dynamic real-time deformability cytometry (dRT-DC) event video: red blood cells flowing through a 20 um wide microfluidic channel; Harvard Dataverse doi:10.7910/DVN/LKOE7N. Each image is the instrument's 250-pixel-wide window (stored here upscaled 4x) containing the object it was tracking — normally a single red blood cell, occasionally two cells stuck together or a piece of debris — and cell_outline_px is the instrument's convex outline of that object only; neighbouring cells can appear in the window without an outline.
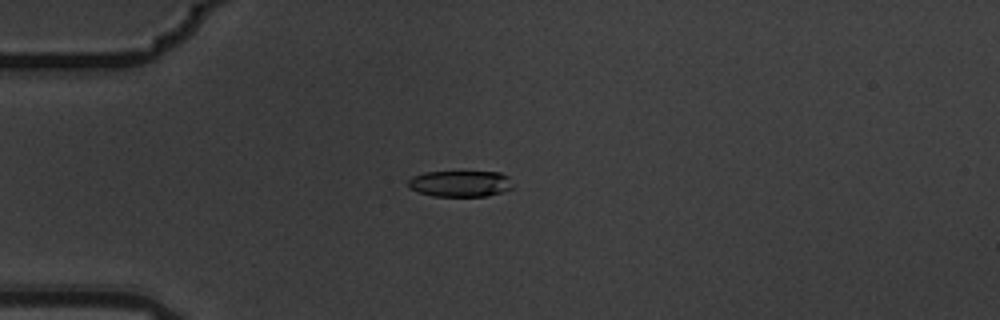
{"species": "common noctule bat (a hibernating species)", "species_latin": "Nyctalus noctula", "temperature_condition": "warm", "stored_images_in_passage": 8, "camera_frame_rate_fps": 3000, "um_per_image_px": 0.085, "animal": {"sex": "male", "body_mass_g": 19.5, "forearm_length_mm": 54.6}, "frame": {"image": 1, "passage_image": 4, "time_ms": 1.0, "image_size_px": [1000, 320], "cell_outline_px": [[512, 188], [488, 196], [432, 196], [408, 188], [408, 180], [412, 176], [424, 172], [500, 172], [508, 176]], "centroid_in_image_um": [39.08, 15.61], "position_along_channel_um": 45.9, "area_um2": 15.9}}
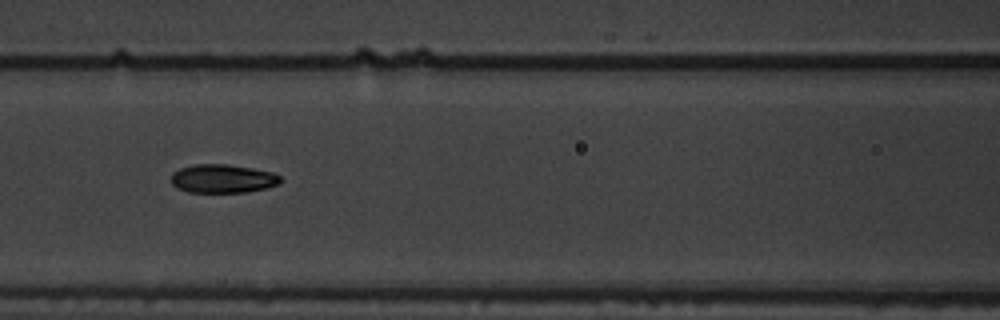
{"frame": {"image": 2, "passage_image": 7, "time_ms": 2.0, "image_size_px": [1000, 320], "cell_outline_px": [[284, 180], [280, 184], [268, 188], [248, 192], [188, 192], [176, 188], [172, 184], [172, 172], [180, 168], [196, 164], [228, 164], [252, 168], [272, 172], [280, 176]], "centroid_in_image_um": [18.97, 15.19], "position_along_channel_um": 147.6, "area_um2": 18.44}}
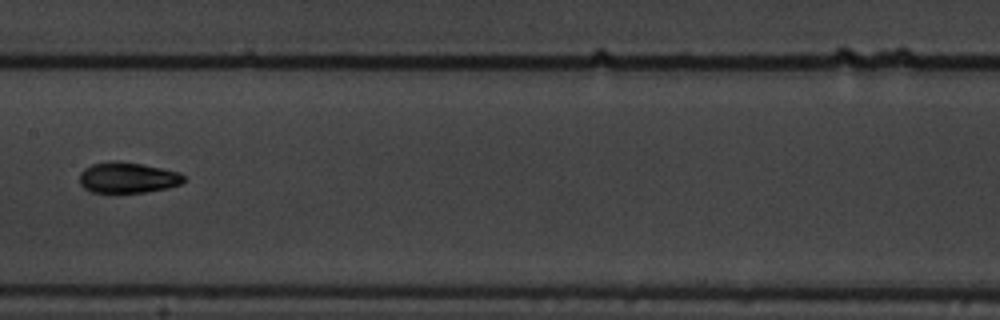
{"frame": {"image": 3, "passage_image": 8, "time_ms": 2.333, "image_size_px": [1000, 320], "cell_outline_px": [[184, 180], [180, 184], [168, 188], [144, 192], [92, 192], [84, 188], [80, 184], [80, 172], [84, 168], [92, 164], [112, 160], [116, 160], [140, 164], [180, 172], [184, 176]], "centroid_in_image_um": [10.83, 15.09], "position_along_channel_um": 196.6, "area_um2": 18.61}}